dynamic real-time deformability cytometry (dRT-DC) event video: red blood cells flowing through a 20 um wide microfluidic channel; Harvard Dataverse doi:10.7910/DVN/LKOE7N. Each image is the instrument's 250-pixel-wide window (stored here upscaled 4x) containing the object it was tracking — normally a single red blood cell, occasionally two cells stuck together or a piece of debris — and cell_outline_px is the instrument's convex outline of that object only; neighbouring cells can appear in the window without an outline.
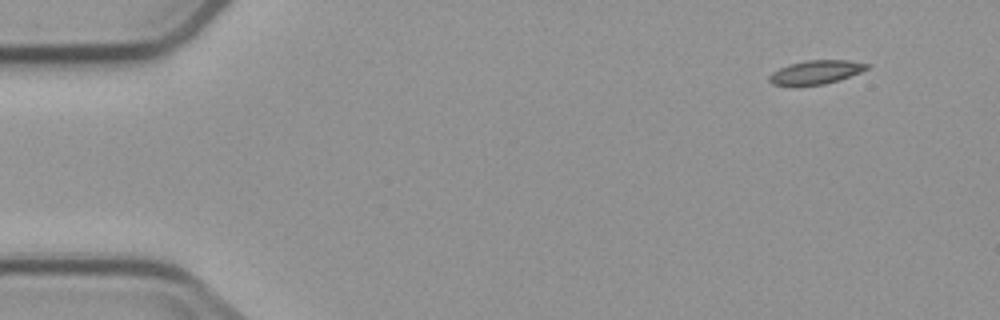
{"species": "common noctule bat (a hibernating species)", "species_latin": "Nyctalus noctula", "temperature_condition": "cold", "stored_images_in_passage": 6, "segment_of_instrument_passage": [2, 2], "camera_frame_rate_fps": 3000, "um_per_image_px": 0.085, "animal": {"sex": "male", "body_mass_g": 23.1, "forearm_length_mm": 52.7}, "frame": {"image": 1, "passage_image": 6, "time_ms": 6.667, "image_size_px": [1000, 320], "cell_outline_px": [[868, 68], [860, 72], [840, 80], [824, 84], [772, 84], [768, 80], [768, 76], [772, 72], [780, 68], [792, 64], [808, 60], [848, 60], [868, 64]], "centroid_in_image_um": [69.37, 6.12], "position_along_channel_um": 15.6, "area_um2": 13.06}}